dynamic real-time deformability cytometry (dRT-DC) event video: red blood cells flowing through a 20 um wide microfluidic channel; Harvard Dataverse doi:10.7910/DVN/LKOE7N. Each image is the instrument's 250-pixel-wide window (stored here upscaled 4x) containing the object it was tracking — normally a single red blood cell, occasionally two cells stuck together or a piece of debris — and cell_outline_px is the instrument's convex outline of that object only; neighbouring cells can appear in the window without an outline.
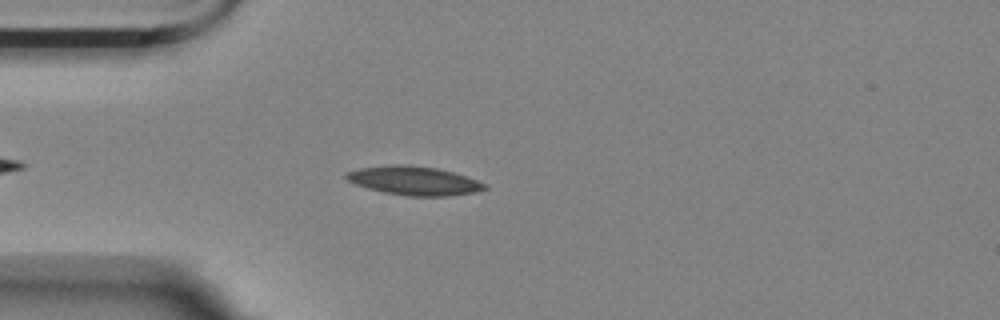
{"species": "Egyptian fruit bat (a non-hibernating species)", "species_latin": "Rousettus aegyptiacus", "temperature_condition": "room temperature", "stored_images_in_passage": 46, "camera_frame_rate_fps": 3000, "um_per_image_px": 0.085, "animal": {"sex": "female"}, "frame": {"image": 1, "passage_image": 8, "time_ms": 2.333, "image_size_px": [1000, 320], "cell_outline_px": [[488, 188], [472, 192], [448, 196], [408, 196], [384, 192], [368, 188], [356, 184], [348, 180], [344, 176], [344, 172], [360, 168], [392, 164], [408, 164], [436, 168], [452, 172], [476, 180], [484, 184]], "centroid_in_image_um": [35.13, 15.35], "position_along_channel_um": 49.9, "area_um2": 23.0}}
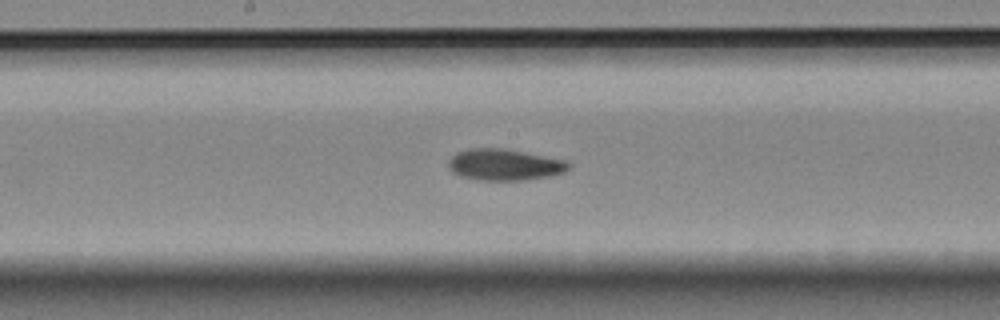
{"frame": {"image": 2, "passage_image": 22, "time_ms": 7.0, "image_size_px": [1000, 320], "cell_outline_px": [[572, 164], [564, 172], [548, 176], [520, 180], [480, 180], [460, 176], [452, 172], [448, 168], [448, 160], [456, 152], [468, 148], [504, 148], [564, 160]], "centroid_in_image_um": [42.82, 13.99], "position_along_channel_um": 205.4, "area_um2": 21.91}}
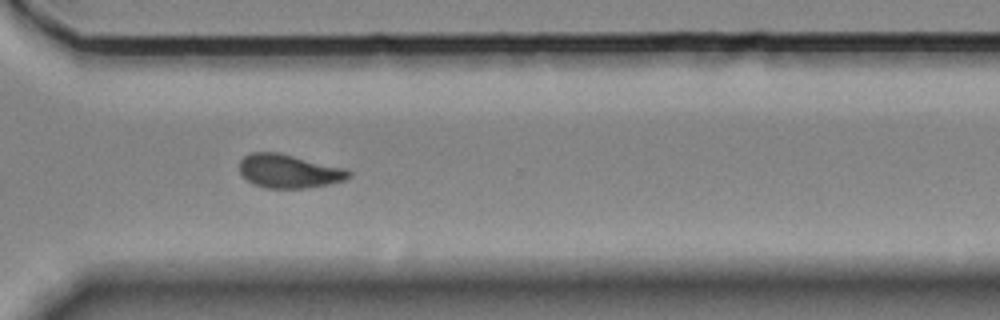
{"frame": {"image": 3, "passage_image": 34, "time_ms": 11.0, "image_size_px": [1000, 320], "cell_outline_px": [[352, 176], [344, 180], [328, 184], [308, 188], [264, 188], [252, 184], [240, 172], [240, 160], [244, 156], [252, 152], [280, 152], [348, 168], [352, 172]], "centroid_in_image_um": [24.6, 14.54], "position_along_channel_um": 346.0, "area_um2": 21.79}, "authors_computed_cell_mechanics": {"area_um2": 21.7328, "velocity_mm_per_s": 3.5275, "shape_relaxation_time_tau1_ms": 6.3261, "shape_relaxation_time_tau2_ms": 4.5815, "deformation_change_tau1": 0.1503, "deformation_change_tau2": 0.1082}}